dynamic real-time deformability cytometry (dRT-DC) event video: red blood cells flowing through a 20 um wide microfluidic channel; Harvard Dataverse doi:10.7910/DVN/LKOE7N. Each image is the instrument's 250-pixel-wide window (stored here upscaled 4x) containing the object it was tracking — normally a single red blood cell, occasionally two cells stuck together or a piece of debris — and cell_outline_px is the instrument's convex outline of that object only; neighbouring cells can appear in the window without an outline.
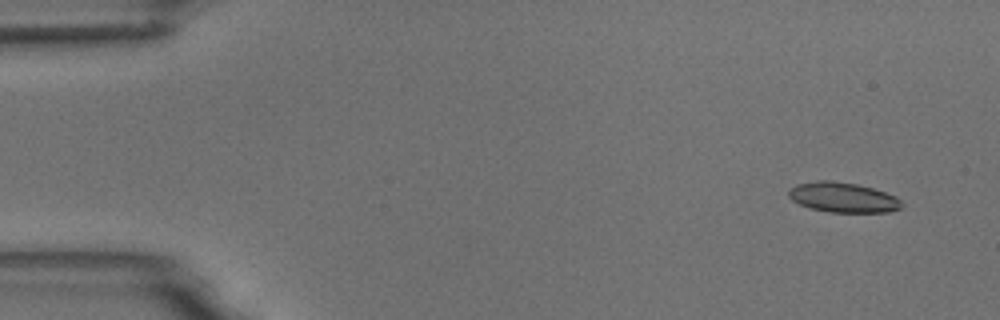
{"species": "common noctule bat (a hibernating species)", "species_latin": "Nyctalus noctula", "temperature_condition": "room temperature", "stored_images_in_passage": 7, "camera_frame_rate_fps": 3000, "um_per_image_px": 0.085, "animal": {"sex": "male", "body_mass_g": 18.8}, "frame": {"image": 1, "passage_image": 1, "time_ms": 0.0, "image_size_px": [1000, 320], "cell_outline_px": [[904, 204], [900, 208], [888, 212], [828, 212], [808, 208], [792, 200], [788, 196], [788, 192], [796, 184], [816, 180], [828, 180], [856, 184], [872, 188], [896, 196]], "centroid_in_image_um": [71.64, 16.78], "position_along_channel_um": 13.4, "area_um2": 19.77}}
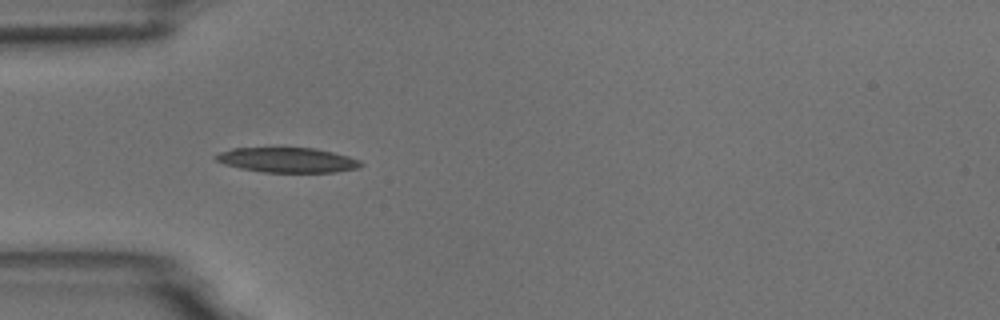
{"frame": {"image": 2, "passage_image": 5, "time_ms": 4.333, "image_size_px": [1000, 320], "cell_outline_px": [[364, 164], [360, 168], [336, 172], [264, 172], [240, 168], [224, 164], [216, 160], [212, 156], [220, 152], [232, 148], [316, 148], [348, 156], [360, 160]], "centroid_in_image_um": [24.44, 13.6], "position_along_channel_um": 60.6, "area_um2": 21.1}}